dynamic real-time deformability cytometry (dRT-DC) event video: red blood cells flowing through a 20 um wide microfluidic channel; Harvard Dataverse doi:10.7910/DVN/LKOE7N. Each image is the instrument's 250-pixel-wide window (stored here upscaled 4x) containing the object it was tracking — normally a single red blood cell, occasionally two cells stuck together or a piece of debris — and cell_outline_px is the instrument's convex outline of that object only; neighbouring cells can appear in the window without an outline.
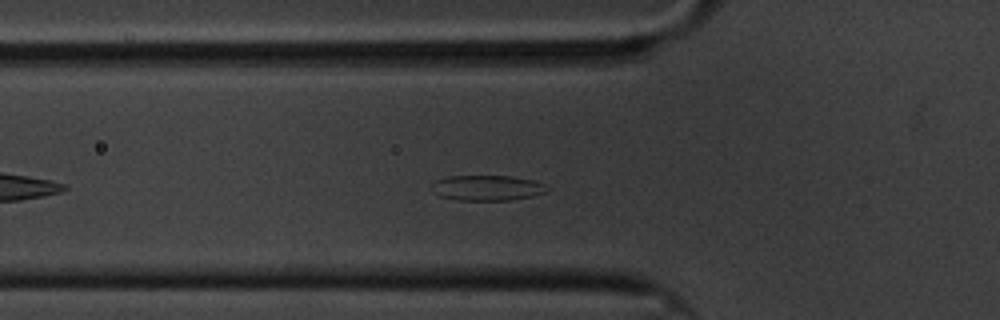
{"species": "common noctule bat (a hibernating species)", "species_latin": "Nyctalus noctula", "temperature_condition": "cold", "stored_images_in_passage": 38, "camera_frame_rate_fps": 3000, "um_per_image_px": 0.085, "animal": {"sex": "male", "body_mass_g": 20.1, "forearm_length_mm": 53.5}, "frame": {"image": 1, "passage_image": 9, "time_ms": 2.667, "image_size_px": [1000, 320], "cell_outline_px": [[552, 188], [544, 192], [532, 196], [512, 200], [456, 200], [440, 196], [436, 192], [432, 184], [436, 180], [448, 176], [512, 176], [532, 180], [544, 184]], "centroid_in_image_um": [41.45, 15.97], "position_along_channel_um": 84.3, "area_um2": 16.94}}
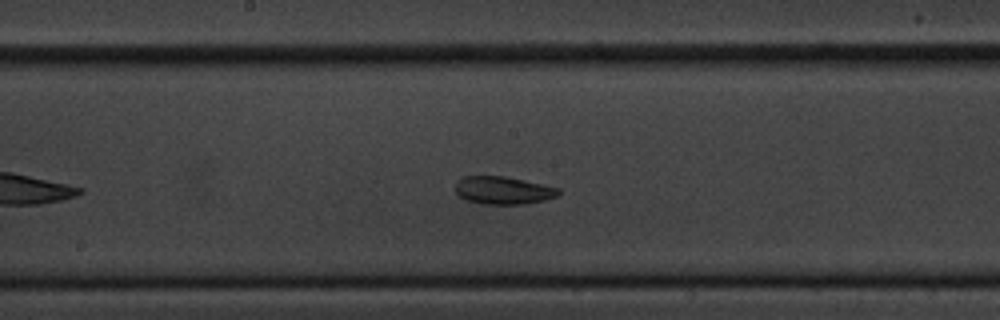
{"frame": {"image": 2, "passage_image": 20, "time_ms": 6.333, "image_size_px": [1000, 320], "cell_outline_px": [[560, 192], [556, 196], [544, 200], [524, 204], [480, 204], [464, 200], [456, 192], [456, 180], [464, 176], [504, 176], [524, 180], [560, 188]], "centroid_in_image_um": [42.74, 16.18], "position_along_channel_um": 205.5, "area_um2": 16.76}}
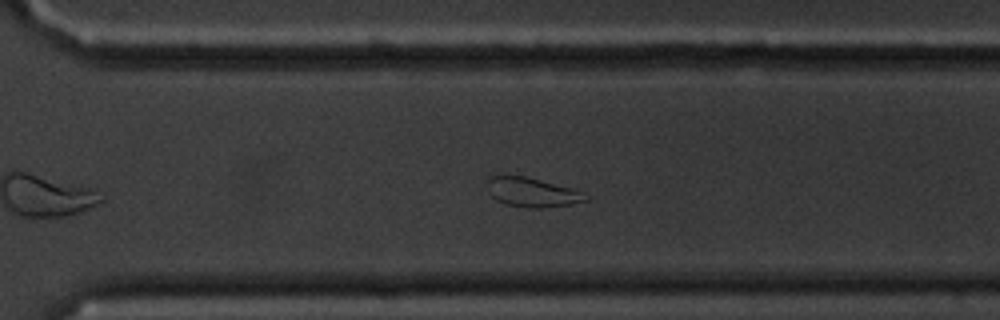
{"frame": {"image": 3, "passage_image": 31, "time_ms": 10.0, "image_size_px": [1000, 320], "cell_outline_px": [[588, 200], [572, 204], [540, 208], [528, 208], [504, 204], [496, 200], [488, 192], [488, 176], [524, 176], [572, 188], [584, 192], [588, 196]], "centroid_in_image_um": [45.24, 16.36], "position_along_channel_um": 325.4, "area_um2": 16.76}}